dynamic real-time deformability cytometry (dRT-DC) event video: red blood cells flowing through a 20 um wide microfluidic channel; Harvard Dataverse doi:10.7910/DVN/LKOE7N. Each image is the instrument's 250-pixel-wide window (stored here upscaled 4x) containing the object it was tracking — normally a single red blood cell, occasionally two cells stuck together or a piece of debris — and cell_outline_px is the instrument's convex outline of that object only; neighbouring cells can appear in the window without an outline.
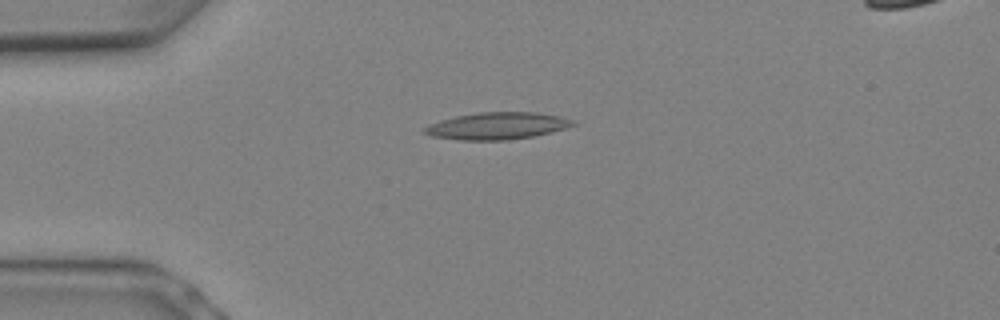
{"species": "Egyptian fruit bat (a non-hibernating species)", "species_latin": "Rousettus aegyptiacus", "temperature_condition": "warm", "stored_images_in_passage": 7, "camera_frame_rate_fps": 3000, "um_per_image_px": 0.085, "animal": {"sex": "female"}, "frame": {"image": 1, "passage_image": 6, "time_ms": 1.667, "image_size_px": [1000, 320], "cell_outline_px": [[576, 124], [564, 128], [532, 136], [508, 140], [460, 140], [432, 136], [424, 132], [420, 128], [428, 124], [440, 120], [456, 116], [480, 112], [536, 112], [560, 116], [572, 120]], "centroid_in_image_um": [42.19, 10.69], "position_along_channel_um": 42.8, "area_um2": 23.24}}